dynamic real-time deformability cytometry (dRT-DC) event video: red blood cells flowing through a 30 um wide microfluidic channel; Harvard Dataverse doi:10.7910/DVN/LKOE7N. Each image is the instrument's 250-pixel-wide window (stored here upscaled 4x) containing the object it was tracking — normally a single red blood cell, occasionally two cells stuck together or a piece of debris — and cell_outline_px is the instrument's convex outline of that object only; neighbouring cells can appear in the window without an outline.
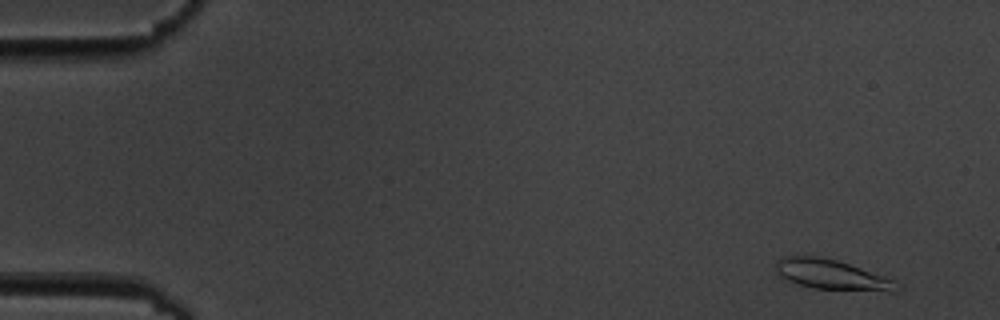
{"species": "common noctule bat (a hibernating species)", "species_latin": "Nyctalus noctula", "temperature_condition": "cold", "stored_images_in_passage": 6, "camera_frame_rate_fps": 3000, "um_per_image_px": 0.085, "animal": {"sex": "male", "body_mass_g": 19.5, "forearm_length_mm": 54.6}, "frame": {"image": 1, "passage_image": 2, "time_ms": 1.0, "image_size_px": [1000, 320], "cell_outline_px": [[900, 288], [896, 292], [892, 292], [812, 288], [796, 284], [780, 276], [776, 272], [776, 260], [784, 256], [820, 256], [836, 260], [884, 276], [892, 280]], "centroid_in_image_um": [70.66, 23.35], "position_along_channel_um": 14.3, "area_um2": 21.04}}